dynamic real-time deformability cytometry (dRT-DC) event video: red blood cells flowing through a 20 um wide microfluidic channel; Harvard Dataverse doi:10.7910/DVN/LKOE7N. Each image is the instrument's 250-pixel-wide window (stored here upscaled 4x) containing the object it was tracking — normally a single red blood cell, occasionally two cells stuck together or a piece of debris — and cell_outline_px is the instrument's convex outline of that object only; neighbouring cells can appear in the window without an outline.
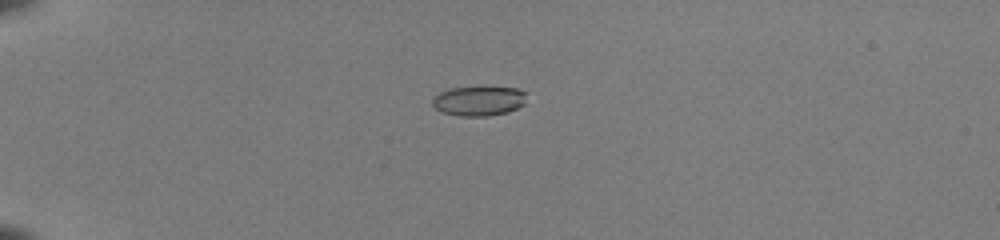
{"species": "common noctule bat (a hibernating species)", "species_latin": "Nyctalus noctula", "temperature_condition": "room temperature", "stored_images_in_passage": 38, "camera_frame_rate_fps": 3000, "um_per_image_px": 0.085, "animal": {"sex": "female", "body_mass_g": 22.0, "forearm_length_mm": 56.7}, "frame": {"image": 1, "passage_image": 1, "time_ms": 0.0, "image_size_px": [1000, 240], "cell_outline_px": [[524, 104], [508, 112], [488, 116], [460, 116], [444, 112], [436, 108], [432, 104], [432, 96], [448, 88], [516, 88], [524, 92]], "centroid_in_image_um": [40.65, 8.59], "position_along_channel_um": 44.4, "area_um2": 15.95}}
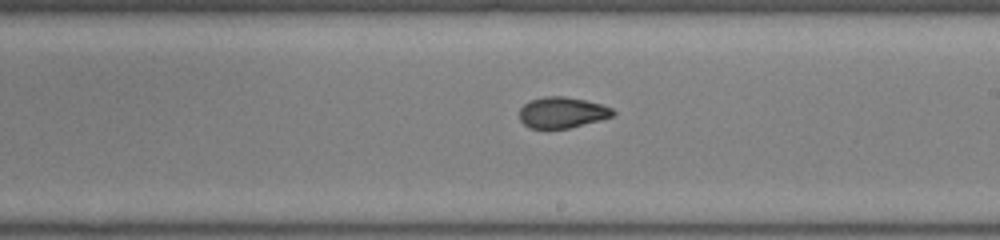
{"frame": {"image": 2, "passage_image": 19, "time_ms": 6.0, "image_size_px": [1000, 240], "cell_outline_px": [[616, 112], [612, 116], [600, 120], [568, 128], [528, 128], [520, 120], [520, 108], [528, 100], [544, 96], [564, 96], [584, 100], [600, 104], [612, 108]], "centroid_in_image_um": [47.75, 9.55], "position_along_channel_um": 241.2, "area_um2": 16.82}}
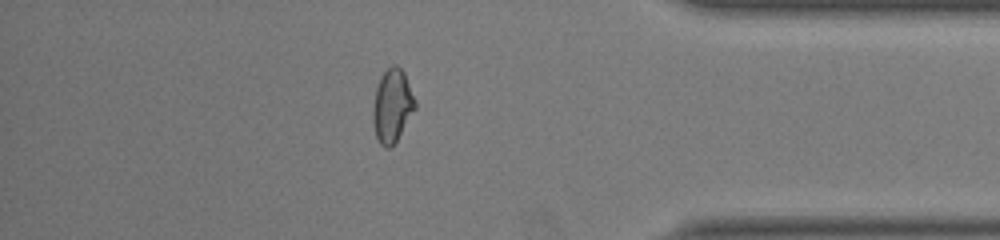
{"frame": {"image": 3, "passage_image": 32, "time_ms": 10.333, "image_size_px": [1000, 240], "cell_outline_px": [[416, 108], [396, 140], [388, 148], [384, 148], [380, 144], [376, 136], [372, 120], [372, 108], [376, 88], [380, 76], [392, 64], [396, 64], [404, 72], [416, 100]], "centroid_in_image_um": [33.33, 8.96], "position_along_channel_um": 401.9, "area_um2": 17.98}, "authors_computed_cell_mechanics": {"area_um2": 17.34, "velocity_mm_per_s": 4.1044, "shape_relaxation_time_tau1_ms": null, "shape_relaxation_time_tau2_ms": 1.1928, "deformation_change_tau1": null, "deformation_change_tau2": 0.059}}